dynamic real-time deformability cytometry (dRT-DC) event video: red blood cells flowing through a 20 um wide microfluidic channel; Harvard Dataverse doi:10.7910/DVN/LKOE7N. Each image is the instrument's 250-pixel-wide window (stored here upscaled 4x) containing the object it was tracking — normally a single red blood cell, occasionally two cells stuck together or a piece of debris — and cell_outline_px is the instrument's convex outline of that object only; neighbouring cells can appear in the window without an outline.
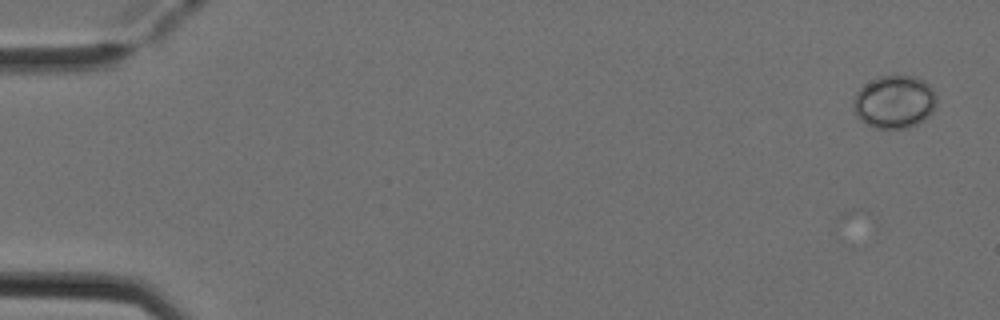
{"species": "Egyptian fruit bat (a non-hibernating species)", "species_latin": "Rousettus aegyptiacus", "temperature_condition": "cold", "stored_images_in_passage": 5, "camera_frame_rate_fps": 3000, "um_per_image_px": 0.085, "animal": {"sex": "female"}, "frame": {"image": 1, "passage_image": 1, "time_ms": 0.0, "image_size_px": [1000, 320], "cell_outline_px": [[936, 104], [932, 112], [924, 120], [908, 128], [872, 128], [864, 124], [856, 116], [852, 104], [852, 100], [856, 92], [864, 84], [880, 76], [912, 76], [924, 80], [936, 92]], "centroid_in_image_um": [76.0, 8.67], "position_along_channel_um": 9.0, "area_um2": 25.95}}
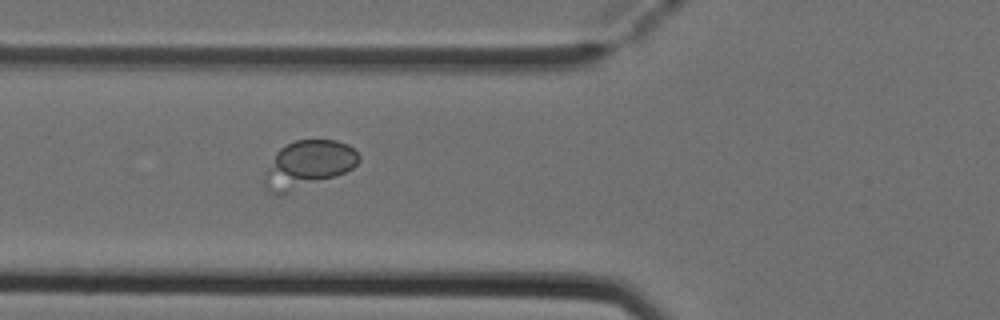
{"frame": {"image": 2, "passage_image": 5, "time_ms": 1.333, "image_size_px": [1000, 320], "cell_outline_px": [[360, 160], [352, 168], [336, 176], [276, 196], [264, 184], [264, 172], [276, 152], [280, 148], [296, 140], [336, 140], [348, 144], [360, 156]], "centroid_in_image_um": [26.17, 13.96], "position_along_channel_um": 99.6, "area_um2": 25.66}}